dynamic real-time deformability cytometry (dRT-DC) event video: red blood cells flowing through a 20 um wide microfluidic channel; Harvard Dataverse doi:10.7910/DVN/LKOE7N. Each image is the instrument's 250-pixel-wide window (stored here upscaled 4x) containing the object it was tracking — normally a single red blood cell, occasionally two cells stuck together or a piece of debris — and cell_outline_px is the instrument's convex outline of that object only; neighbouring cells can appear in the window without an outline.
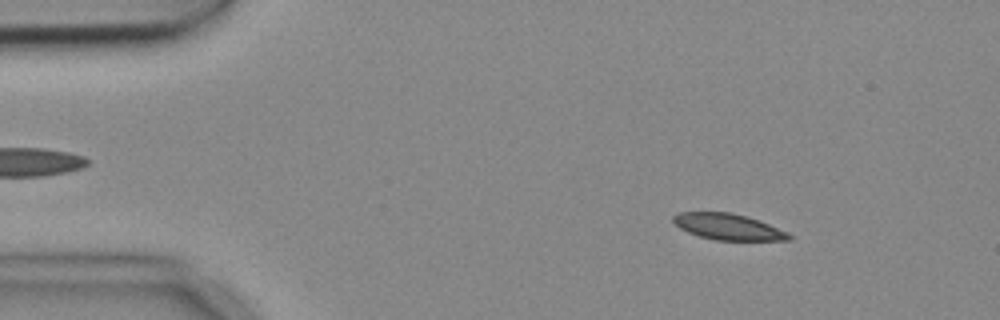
{"species": "common noctule bat (a hibernating species)", "species_latin": "Nyctalus noctula", "temperature_condition": "cold", "stored_images_in_passage": 4, "camera_frame_rate_fps": 3000, "um_per_image_px": 0.085, "animal": {"sex": "female", "body_mass_g": 18.4}, "frame": {"image": 1, "passage_image": 1, "time_ms": 0.0, "image_size_px": [1000, 320], "cell_outline_px": [[792, 240], [716, 240], [700, 236], [688, 232], [680, 228], [672, 220], [672, 216], [680, 212], [732, 212], [748, 216], [788, 232], [792, 236]], "centroid_in_image_um": [61.9, 19.27], "position_along_channel_um": 23.1, "area_um2": 17.57}}
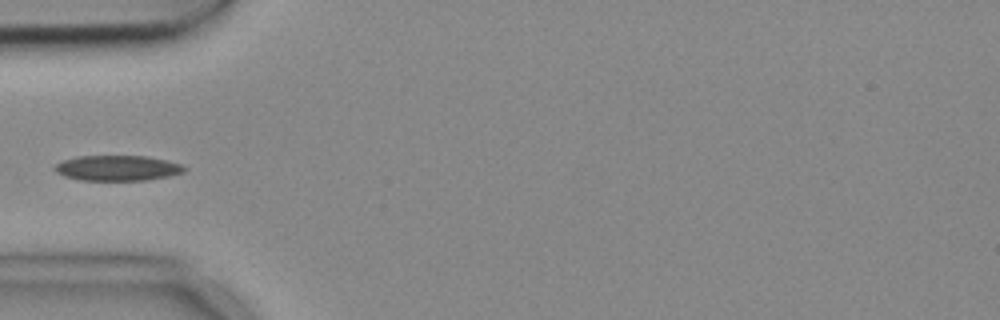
{"frame": {"image": 2, "passage_image": 4, "time_ms": 1.0, "image_size_px": [1000, 320], "cell_outline_px": [[188, 168], [184, 172], [168, 176], [144, 180], [80, 180], [64, 176], [56, 172], [52, 168], [56, 164], [64, 160], [76, 156], [148, 156], [168, 160], [184, 164]], "centroid_in_image_um": [10.01, 14.27], "position_along_channel_um": 75.0, "area_um2": 19.31}}